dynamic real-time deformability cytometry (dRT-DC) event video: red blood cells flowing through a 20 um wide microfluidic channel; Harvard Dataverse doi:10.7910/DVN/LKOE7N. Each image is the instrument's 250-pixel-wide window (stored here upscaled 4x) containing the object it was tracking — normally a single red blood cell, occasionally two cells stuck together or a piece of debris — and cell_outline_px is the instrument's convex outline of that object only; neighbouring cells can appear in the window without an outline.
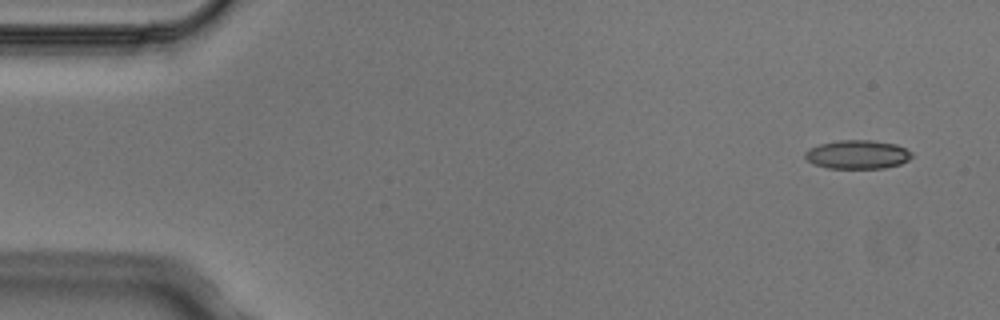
{"species": "Egyptian fruit bat (a non-hibernating species)", "species_latin": "Rousettus aegyptiacus", "temperature_condition": "cold", "stored_images_in_passage": 5, "camera_frame_rate_fps": 3000, "um_per_image_px": 0.085, "animal": {"sex": "male"}, "frame": {"image": 1, "passage_image": 1, "time_ms": 0.0, "image_size_px": [1000, 320], "cell_outline_px": [[912, 156], [908, 160], [900, 164], [884, 168], [828, 168], [812, 164], [804, 156], [804, 152], [808, 148], [820, 144], [840, 140], [872, 140], [896, 144], [912, 152]], "centroid_in_image_um": [72.87, 13.13], "position_along_channel_um": 12.1, "area_um2": 17.92}}
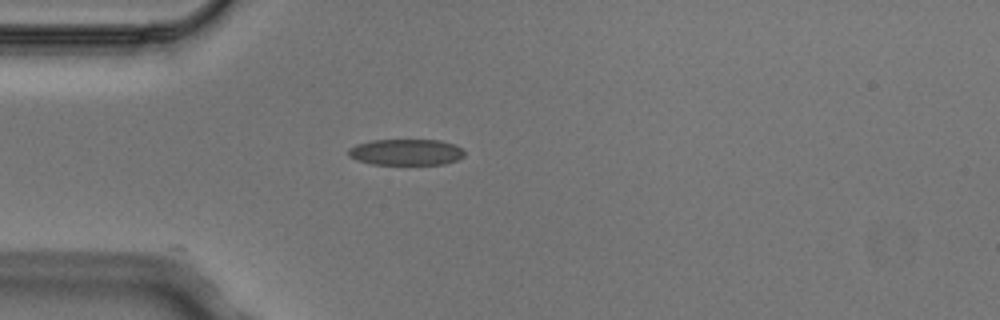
{"frame": {"image": 2, "passage_image": 4, "time_ms": 1.0, "image_size_px": [1000, 320], "cell_outline_px": [[464, 156], [456, 160], [444, 164], [372, 164], [356, 160], [348, 156], [348, 148], [356, 144], [372, 140], [440, 140], [456, 144], [464, 152]], "centroid_in_image_um": [34.49, 12.93], "position_along_channel_um": 50.5, "area_um2": 17.74}}